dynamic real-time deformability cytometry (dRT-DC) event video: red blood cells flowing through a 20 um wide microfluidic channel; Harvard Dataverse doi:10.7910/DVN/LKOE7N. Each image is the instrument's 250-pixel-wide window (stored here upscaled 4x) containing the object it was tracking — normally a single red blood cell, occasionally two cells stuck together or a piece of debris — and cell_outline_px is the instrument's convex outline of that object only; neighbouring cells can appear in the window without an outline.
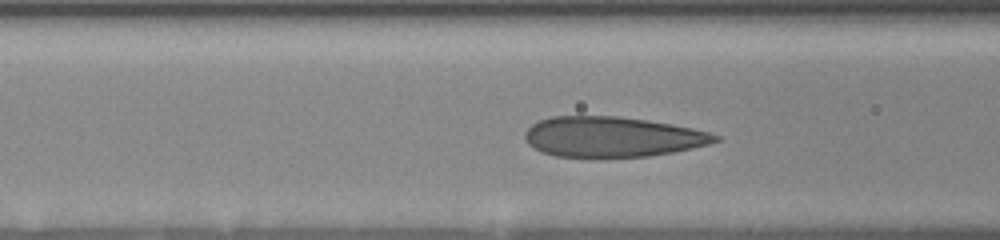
{"species": "human", "species_latin": "Homo sapiens", "temperature_condition": "room temperature", "stored_images_in_passage": 13, "camera_frame_rate_fps": 3000, "um_per_image_px": 0.085, "donor": {"sex": "female"}, "frame": {"image": 1, "passage_image": 4, "time_ms": 1.333, "image_size_px": [1000, 240], "cell_outline_px": [[720, 140], [708, 144], [692, 148], [672, 152], [648, 156], [608, 160], [556, 156], [540, 152], [528, 144], [524, 140], [524, 132], [532, 124], [540, 120], [552, 116], [620, 116], [648, 120], [672, 124], [692, 128], [708, 132], [720, 136]], "centroid_in_image_um": [51.99, 11.67], "position_along_channel_um": 114.6, "area_um2": 45.78}}
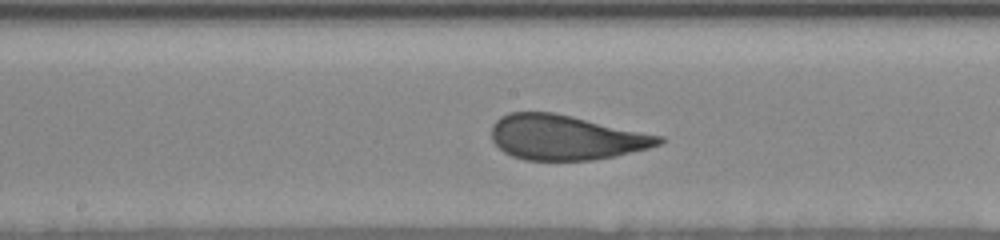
{"frame": {"image": 2, "passage_image": 8, "time_ms": 3.667, "image_size_px": [1000, 240], "cell_outline_px": [[664, 140], [660, 144], [648, 148], [616, 156], [592, 160], [524, 160], [512, 156], [504, 152], [492, 140], [492, 124], [500, 116], [508, 112], [552, 112], [572, 116], [664, 136]], "centroid_in_image_um": [48.08, 11.68], "position_along_channel_um": 200.1, "area_um2": 43.81}}
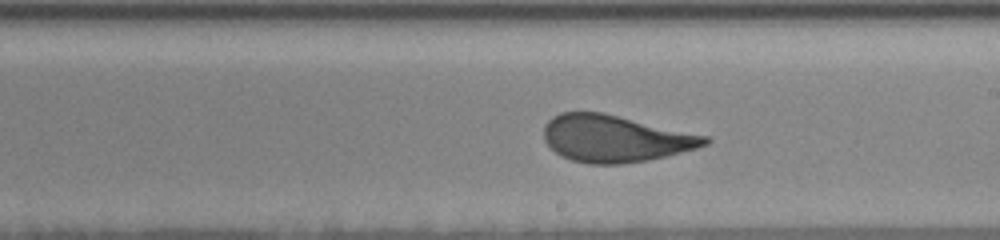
{"frame": {"image": 3, "passage_image": 10, "time_ms": 4.667, "image_size_px": [1000, 240], "cell_outline_px": [[712, 140], [708, 144], [696, 148], [648, 160], [620, 164], [588, 164], [572, 160], [560, 156], [544, 140], [544, 124], [552, 116], [560, 112], [604, 112], [708, 136]], "centroid_in_image_um": [52.26, 11.77], "position_along_channel_um": 236.7, "area_um2": 44.1}}